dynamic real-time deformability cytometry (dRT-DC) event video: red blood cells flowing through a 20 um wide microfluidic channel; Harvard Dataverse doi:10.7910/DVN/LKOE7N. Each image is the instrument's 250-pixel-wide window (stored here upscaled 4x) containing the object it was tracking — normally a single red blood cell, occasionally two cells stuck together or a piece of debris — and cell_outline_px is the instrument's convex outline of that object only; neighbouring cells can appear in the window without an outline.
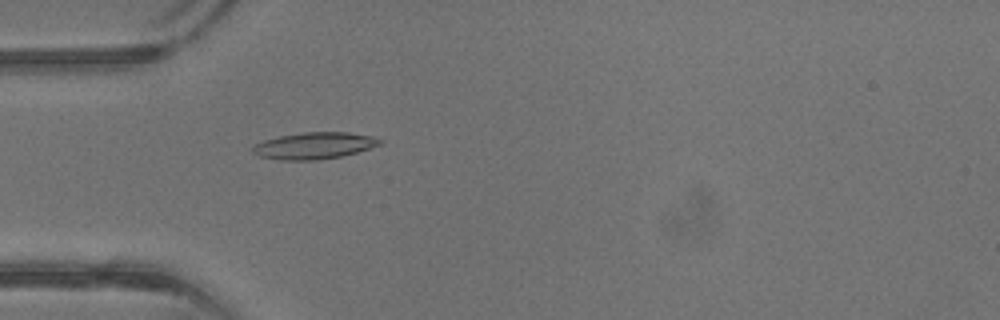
{"species": "common noctule bat (a hibernating species)", "species_latin": "Nyctalus noctula", "temperature_condition": "warm", "stored_images_in_passage": 42, "camera_frame_rate_fps": 3000, "um_per_image_px": 0.085, "animal": {"sex": "male", "body_mass_g": 13.3}, "frame": {"image": 1, "passage_image": 13, "time_ms": 4.0, "image_size_px": [1000, 320], "cell_outline_px": [[384, 140], [380, 144], [356, 152], [340, 156], [316, 160], [280, 160], [260, 156], [252, 152], [252, 144], [264, 140], [280, 136], [304, 132], [348, 132], [372, 136]], "centroid_in_image_um": [26.67, 12.37], "position_along_channel_um": 58.3, "area_um2": 19.65}}
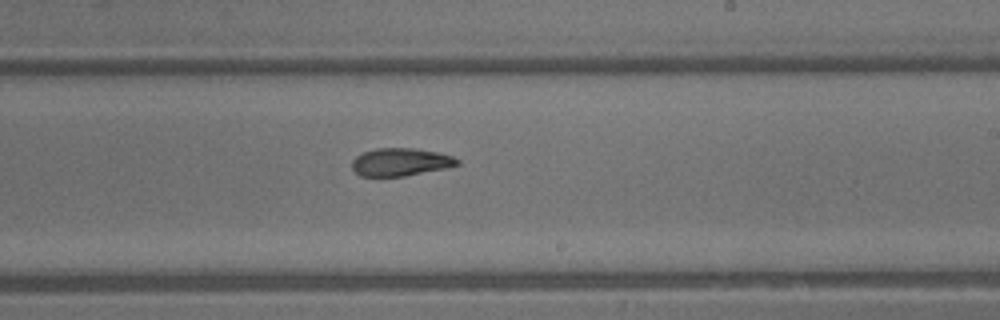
{"frame": {"image": 2, "passage_image": 25, "time_ms": 8.0, "image_size_px": [1000, 320], "cell_outline_px": [[460, 164], [444, 168], [404, 176], [360, 176], [352, 168], [352, 160], [356, 156], [364, 152], [376, 148], [416, 148], [436, 152], [452, 156], [460, 160]], "centroid_in_image_um": [34.03, 13.76], "position_along_channel_um": 255.0, "area_um2": 16.94}}
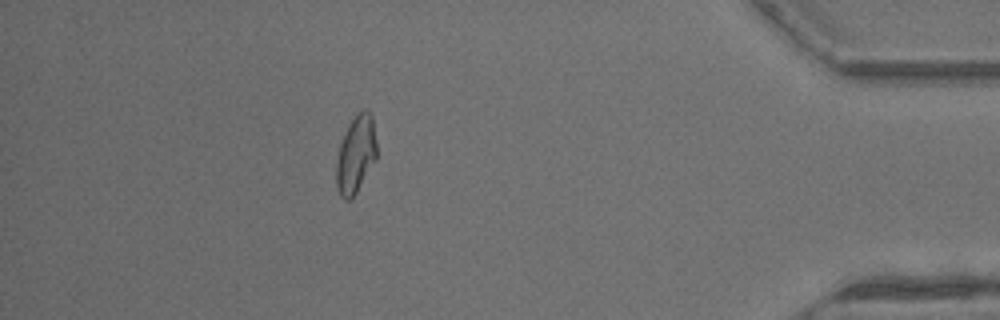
{"frame": {"image": 3, "passage_image": 37, "time_ms": 12.0, "image_size_px": [1000, 320], "cell_outline_px": [[376, 160], [356, 192], [348, 200], [344, 200], [340, 196], [336, 188], [336, 164], [340, 144], [348, 124], [364, 108], [372, 116], [376, 140]], "centroid_in_image_um": [30.24, 13.15], "position_along_channel_um": 405.0, "area_um2": 18.03}, "authors_computed_cell_mechanics": {"area_um2": 18.496, "velocity_mm_per_s": 4.9962, "shape_relaxation_time_tau1_ms": 9.0503, "shape_relaxation_time_tau2_ms": 2.4177, "deformation_change_tau1": 0.2724, "deformation_change_tau2": 0.0906}}